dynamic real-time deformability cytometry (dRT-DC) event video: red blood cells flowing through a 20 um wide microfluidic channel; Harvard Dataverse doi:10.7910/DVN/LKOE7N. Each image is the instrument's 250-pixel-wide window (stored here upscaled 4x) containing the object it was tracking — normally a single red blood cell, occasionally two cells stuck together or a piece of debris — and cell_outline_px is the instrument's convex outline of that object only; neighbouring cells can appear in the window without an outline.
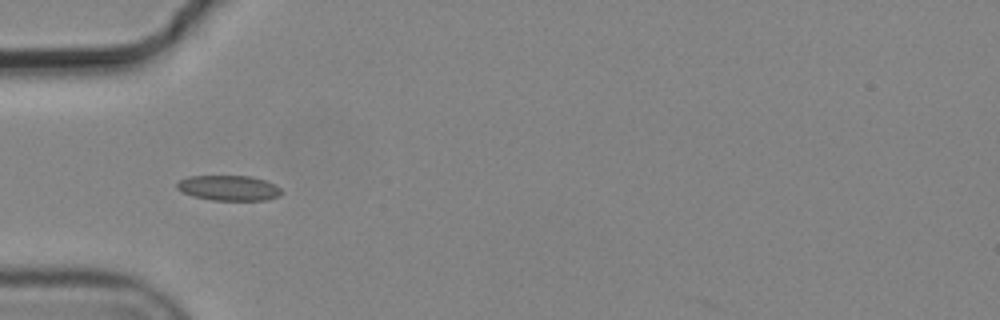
{"species": "common noctule bat (a hibernating species)", "species_latin": "Nyctalus noctula", "temperature_condition": "cold", "stored_images_in_passage": 2, "camera_frame_rate_fps": 3000, "um_per_image_px": 0.085, "animal": {"sex": "male", "body_mass_g": 19.2, "forearm_length_mm": 51.8}, "frame": {"image": 1, "passage_image": 2, "time_ms": 0.333, "image_size_px": [1000, 320], "cell_outline_px": [[284, 192], [280, 196], [268, 200], [212, 200], [192, 196], [180, 192], [176, 188], [176, 184], [180, 180], [188, 176], [252, 176], [276, 184]], "centroid_in_image_um": [19.46, 15.98], "position_along_channel_um": 65.5, "area_um2": 15.61}}